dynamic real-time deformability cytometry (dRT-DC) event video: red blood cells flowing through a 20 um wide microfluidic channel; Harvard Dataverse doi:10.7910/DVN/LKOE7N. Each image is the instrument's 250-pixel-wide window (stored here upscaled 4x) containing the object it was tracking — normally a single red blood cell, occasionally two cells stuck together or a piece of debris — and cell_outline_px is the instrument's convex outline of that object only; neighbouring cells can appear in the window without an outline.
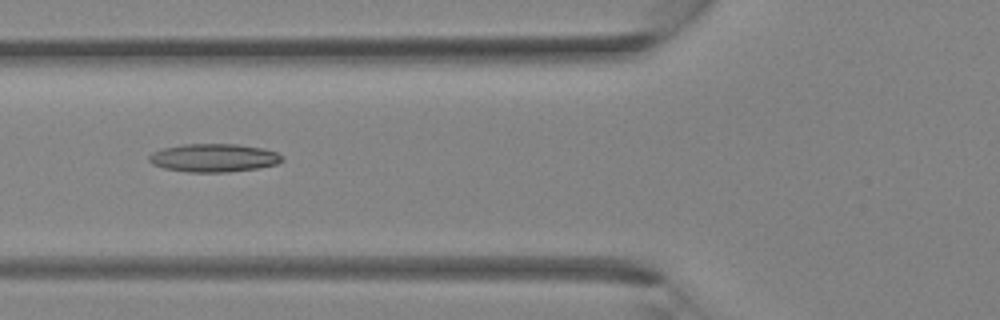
{"species": "Egyptian fruit bat (a non-hibernating species)", "species_latin": "Rousettus aegyptiacus", "temperature_condition": "room temperature", "stored_images_in_passage": 36, "camera_frame_rate_fps": 3000, "um_per_image_px": 0.085, "animal": {"sex": "female"}, "frame": {"image": 1, "passage_image": 14, "time_ms": 4.333, "image_size_px": [1000, 320], "cell_outline_px": [[284, 160], [276, 164], [260, 168], [228, 172], [188, 172], [164, 168], [152, 164], [148, 160], [148, 156], [152, 152], [164, 148], [184, 144], [240, 144], [264, 148], [276, 152], [284, 156]], "centroid_in_image_um": [18.2, 13.41], "position_along_channel_um": 107.6, "area_um2": 22.08}}
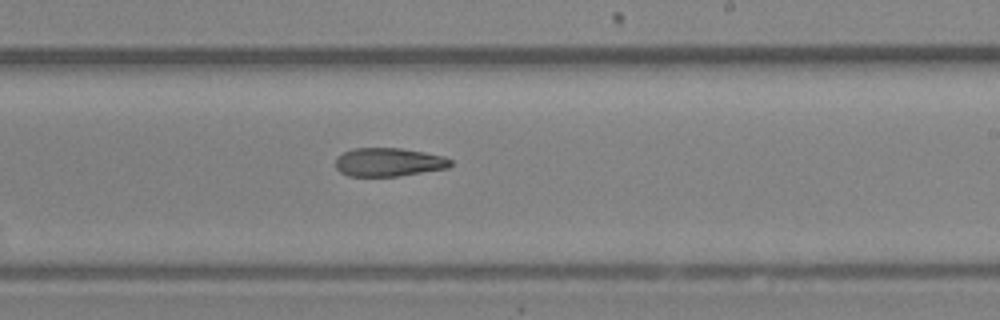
{"frame": {"image": 2, "passage_image": 22, "time_ms": 7.0, "image_size_px": [1000, 320], "cell_outline_px": [[452, 164], [448, 168], [400, 176], [348, 176], [340, 172], [336, 168], [336, 156], [352, 148], [400, 148], [424, 152], [444, 156], [452, 160]], "centroid_in_image_um": [33.03, 13.78], "position_along_channel_um": 256.0, "area_um2": 19.25}}
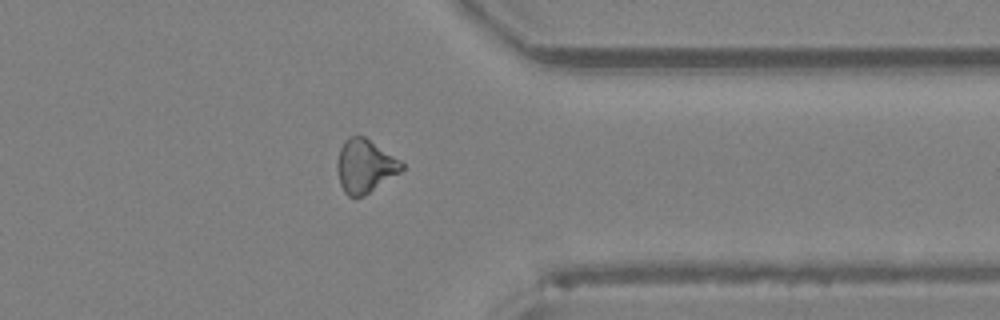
{"frame": {"image": 3, "passage_image": 29, "time_ms": 9.333, "image_size_px": [1000, 320], "cell_outline_px": [[404, 168], [400, 172], [356, 200], [348, 196], [344, 192], [340, 184], [336, 168], [336, 164], [340, 148], [344, 140], [348, 136], [364, 136], [400, 160], [404, 164]], "centroid_in_image_um": [30.98, 14.12], "position_along_channel_um": 380.4, "area_um2": 20.06}}